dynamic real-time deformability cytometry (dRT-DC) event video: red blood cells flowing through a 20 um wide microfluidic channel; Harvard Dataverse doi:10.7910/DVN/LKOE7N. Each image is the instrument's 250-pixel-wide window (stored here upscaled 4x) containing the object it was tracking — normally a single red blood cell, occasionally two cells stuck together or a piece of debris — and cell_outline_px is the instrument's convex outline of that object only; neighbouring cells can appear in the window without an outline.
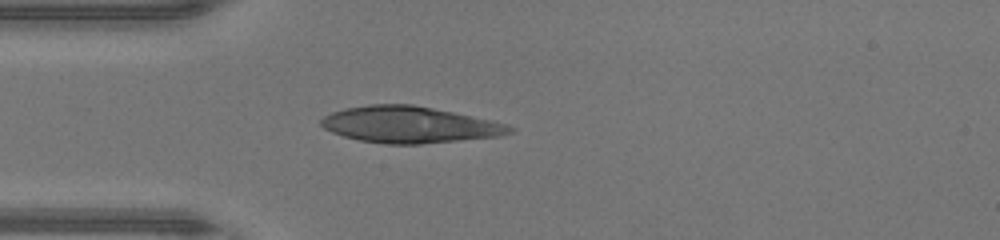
{"species": "human", "species_latin": "Homo sapiens", "temperature_condition": "warm", "stored_images_in_passage": 34, "camera_frame_rate_fps": 3000, "um_per_image_px": 0.085, "donor": {"sex": "male"}, "frame": {"image": 1, "passage_image": 1, "time_ms": 0.0, "image_size_px": [1000, 240], "cell_outline_px": [[516, 128], [512, 132], [500, 136], [420, 144], [388, 144], [360, 140], [344, 136], [332, 132], [324, 128], [320, 124], [320, 120], [324, 116], [332, 112], [344, 108], [368, 104], [412, 104], [492, 120]], "centroid_in_image_um": [34.79, 10.59], "position_along_channel_um": 50.2, "area_um2": 39.82}}
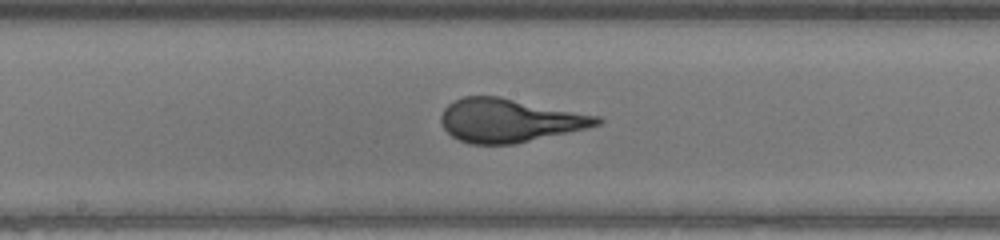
{"frame": {"image": 2, "passage_image": 12, "time_ms": 3.667, "image_size_px": [1000, 240], "cell_outline_px": [[604, 120], [600, 124], [584, 128], [512, 144], [468, 144], [452, 136], [444, 128], [440, 120], [440, 116], [444, 108], [448, 104], [464, 96], [500, 96], [600, 116]], "centroid_in_image_um": [43.26, 10.22], "position_along_channel_um": 204.9, "area_um2": 39.19}}
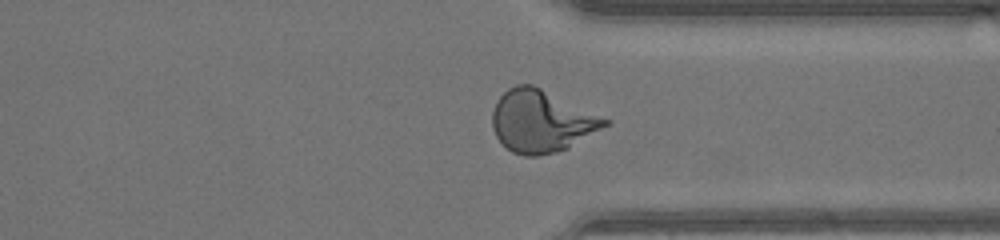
{"frame": {"image": 3, "passage_image": 23, "time_ms": 7.333, "image_size_px": [1000, 240], "cell_outline_px": [[612, 120], [608, 124], [568, 148], [556, 152], [536, 156], [524, 156], [512, 152], [496, 136], [492, 128], [492, 112], [496, 100], [508, 88], [516, 84], [532, 84]], "centroid_in_image_um": [46.0, 10.29], "position_along_channel_um": 365.4, "area_um2": 40.58}}